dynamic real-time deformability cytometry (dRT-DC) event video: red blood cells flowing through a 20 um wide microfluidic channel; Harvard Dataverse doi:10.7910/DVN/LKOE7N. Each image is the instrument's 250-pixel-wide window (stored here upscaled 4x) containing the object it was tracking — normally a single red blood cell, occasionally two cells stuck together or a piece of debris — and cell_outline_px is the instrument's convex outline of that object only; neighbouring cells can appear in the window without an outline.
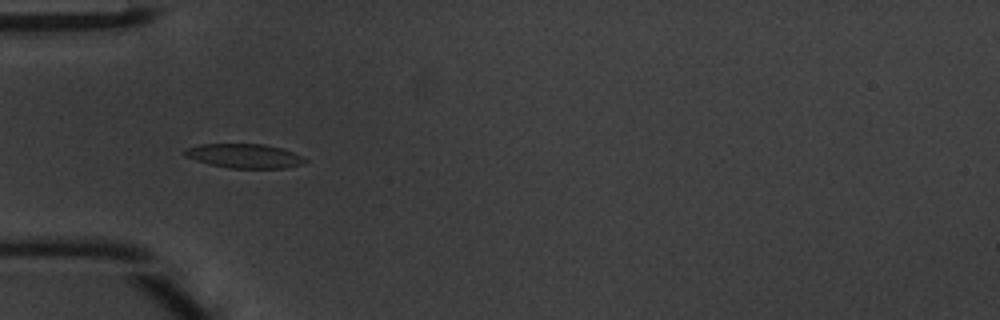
{"species": "common noctule bat (a hibernating species)", "species_latin": "Nyctalus noctula", "temperature_condition": "warm", "stored_images_in_passage": 5, "camera_frame_rate_fps": 3000, "um_per_image_px": 0.085, "animal": {"sex": "male", "body_mass_g": 20.1, "forearm_length_mm": 53.5}, "frame": {"image": 1, "passage_image": 3, "time_ms": 0.667, "image_size_px": [1000, 320], "cell_outline_px": [[308, 160], [304, 164], [284, 168], [228, 168], [196, 160], [184, 156], [180, 152], [184, 148], [200, 144], [264, 144], [280, 148], [304, 156]], "centroid_in_image_um": [20.75, 13.25], "position_along_channel_um": 64.2, "area_um2": 17.11}}